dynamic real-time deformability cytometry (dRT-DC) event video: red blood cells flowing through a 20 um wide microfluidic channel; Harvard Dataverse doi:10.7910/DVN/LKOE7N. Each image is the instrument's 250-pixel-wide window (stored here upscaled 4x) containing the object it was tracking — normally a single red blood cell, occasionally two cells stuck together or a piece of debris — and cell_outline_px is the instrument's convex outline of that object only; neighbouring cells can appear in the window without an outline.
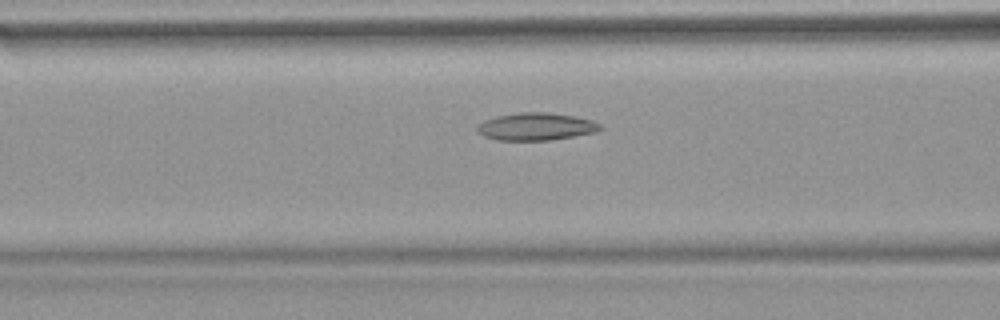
{"species": "common noctule bat (a hibernating species)", "species_latin": "Nyctalus noctula", "temperature_condition": "warm", "stored_images_in_passage": 30, "camera_frame_rate_fps": 3000, "um_per_image_px": 0.085, "animal": {"sex": "female", "body_mass_g": 18.4}, "frame": {"image": 1, "passage_image": 5, "time_ms": 1.333, "image_size_px": [1000, 320], "cell_outline_px": [[604, 128], [596, 132], [548, 140], [496, 140], [484, 136], [476, 128], [484, 120], [496, 116], [520, 112], [548, 112], [572, 116], [592, 120], [600, 124]], "centroid_in_image_um": [45.57, 10.75], "position_along_channel_um": 121.0, "area_um2": 19.54}}
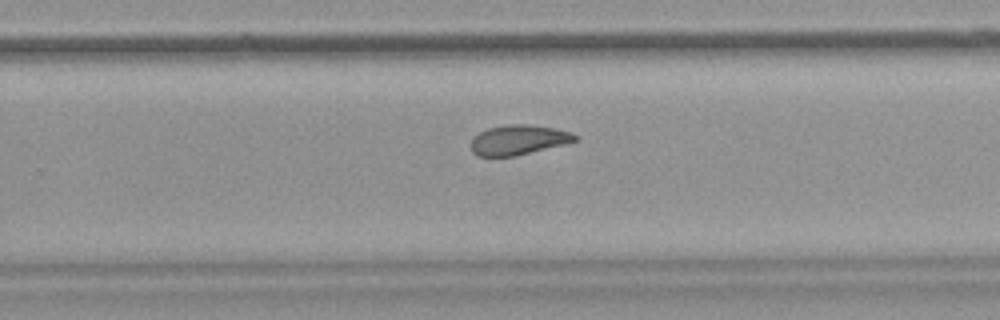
{"frame": {"image": 2, "passage_image": 18, "time_ms": 5.667, "image_size_px": [1000, 320], "cell_outline_px": [[576, 140], [568, 144], [512, 156], [476, 156], [472, 152], [472, 140], [480, 132], [488, 128], [508, 124], [524, 124], [556, 128], [572, 132], [576, 136]], "centroid_in_image_um": [44.09, 11.89], "position_along_channel_um": 285.7, "area_um2": 17.98}, "authors_computed_cell_mechanics": {"area_um2": 18.9295, "velocity_mm_per_s": 3.82, "shape_relaxation_time_tau1_ms": null, "shape_relaxation_time_tau2_ms": 3.7403, "deformation_change_tau1": null, "deformation_change_tau2": 0.0911}}